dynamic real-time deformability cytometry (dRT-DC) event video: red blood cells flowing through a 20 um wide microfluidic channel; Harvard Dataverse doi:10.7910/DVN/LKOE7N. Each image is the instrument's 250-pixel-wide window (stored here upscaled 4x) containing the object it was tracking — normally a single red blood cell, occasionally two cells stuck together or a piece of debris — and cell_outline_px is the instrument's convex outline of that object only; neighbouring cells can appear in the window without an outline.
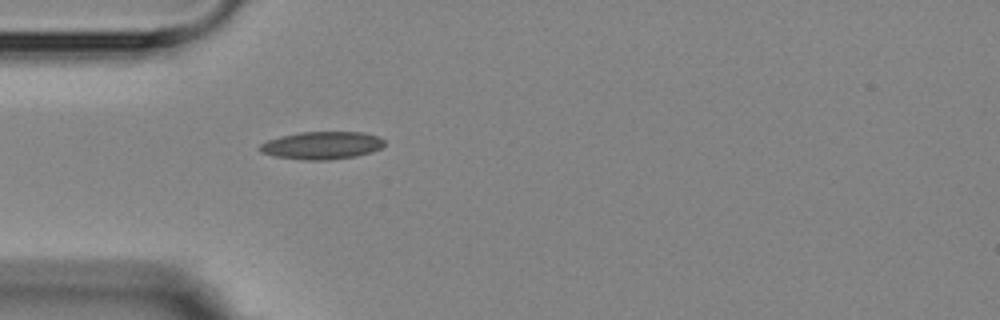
{"species": "Egyptian fruit bat (a non-hibernating species)", "species_latin": "Rousettus aegyptiacus", "temperature_condition": "room temperature", "stored_images_in_passage": 1, "camera_frame_rate_fps": 3000, "um_per_image_px": 0.085, "animal": {"sex": "female"}, "frame": {"image": 1, "passage_image": 1, "time_ms": 0.0, "image_size_px": [1000, 320], "cell_outline_px": [[384, 144], [380, 148], [372, 152], [356, 156], [328, 160], [304, 160], [272, 156], [260, 152], [256, 148], [260, 144], [268, 140], [280, 136], [300, 132], [364, 132], [376, 136], [384, 140]], "centroid_in_image_um": [27.31, 12.36], "position_along_channel_um": 57.7, "area_um2": 20.23}}